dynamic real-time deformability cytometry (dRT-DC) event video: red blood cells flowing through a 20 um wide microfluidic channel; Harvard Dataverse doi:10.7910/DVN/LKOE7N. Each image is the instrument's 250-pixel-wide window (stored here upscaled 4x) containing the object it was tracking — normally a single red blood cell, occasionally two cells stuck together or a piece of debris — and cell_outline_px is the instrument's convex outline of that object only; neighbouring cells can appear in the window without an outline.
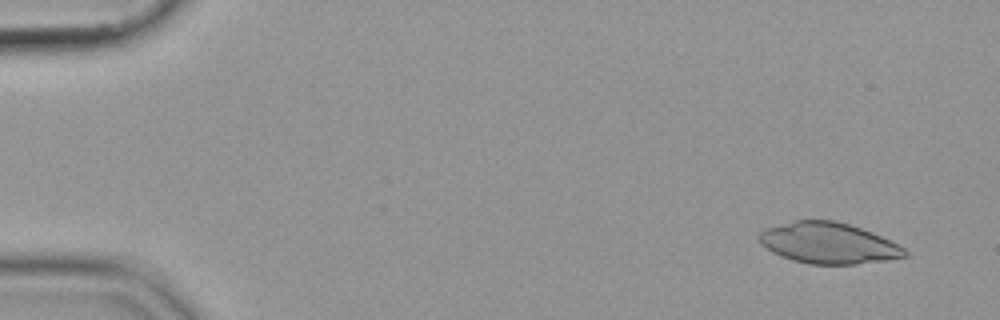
{"species": "common noctule bat (a hibernating species)", "species_latin": "Nyctalus noctula", "temperature_condition": "cold", "stored_images_in_passage": 55, "camera_frame_rate_fps": 3000, "um_per_image_px": 0.085, "animal": {"sex": "female", "body_mass_g": 19.9}, "frame": {"image": 1, "passage_image": 4, "time_ms": 1.0, "image_size_px": [1000, 320], "cell_outline_px": [[908, 256], [884, 260], [856, 264], [808, 264], [792, 260], [780, 256], [772, 252], [760, 244], [756, 236], [764, 228], [796, 220], [836, 220], [872, 232], [904, 248], [908, 252]], "centroid_in_image_um": [70.35, 20.66], "position_along_channel_um": 14.6, "area_um2": 34.8}}